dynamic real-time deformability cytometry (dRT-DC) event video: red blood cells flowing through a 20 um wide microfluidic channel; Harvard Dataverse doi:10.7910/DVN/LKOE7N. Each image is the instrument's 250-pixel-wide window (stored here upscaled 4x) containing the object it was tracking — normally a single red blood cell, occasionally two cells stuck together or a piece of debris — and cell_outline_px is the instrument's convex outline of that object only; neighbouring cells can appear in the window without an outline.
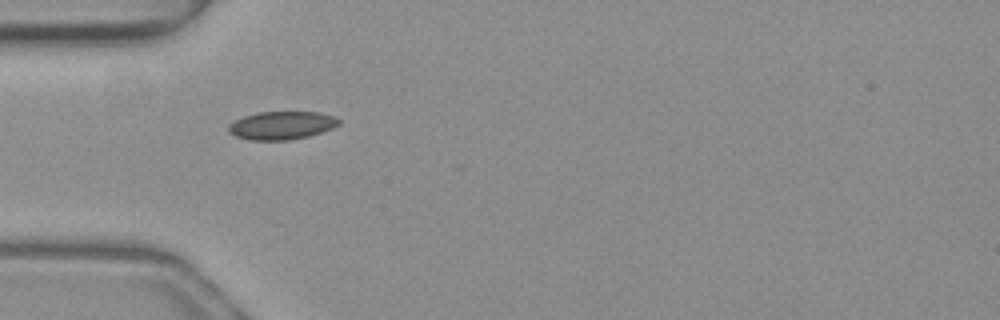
{"species": "common noctule bat (a hibernating species)", "species_latin": "Nyctalus noctula", "temperature_condition": "warm", "stored_images_in_passage": 12, "camera_frame_rate_fps": 3000, "um_per_image_px": 0.085, "animal": {"sex": "female", "body_mass_g": 19.3, "forearm_length_mm": 54.1}, "frame": {"image": 1, "passage_image": 1, "time_ms": 0.0, "image_size_px": [1000, 320], "cell_outline_px": [[340, 124], [332, 128], [308, 136], [288, 140], [248, 140], [236, 136], [228, 132], [228, 124], [244, 116], [256, 112], [320, 112], [332, 116], [340, 120]], "centroid_in_image_um": [23.91, 10.66], "position_along_channel_um": 61.1, "area_um2": 18.03}}
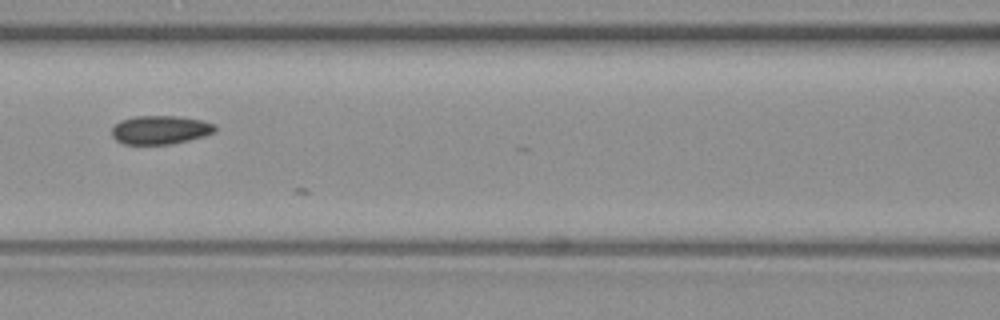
{"frame": {"image": 2, "passage_image": 8, "time_ms": 2.333, "image_size_px": [1000, 320], "cell_outline_px": [[216, 132], [204, 136], [172, 144], [124, 144], [116, 140], [112, 136], [112, 128], [120, 120], [136, 116], [180, 116], [204, 120], [216, 124]], "centroid_in_image_um": [13.66, 11.03], "position_along_channel_um": 152.9, "area_um2": 17.4}}
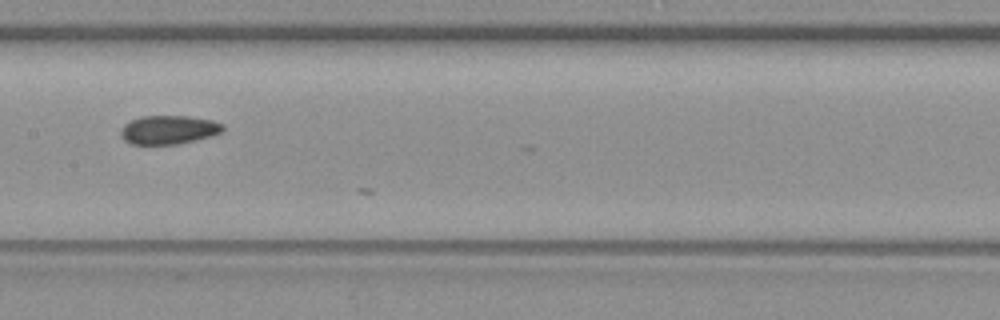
{"frame": {"image": 3, "passage_image": 11, "time_ms": 3.333, "image_size_px": [1000, 320], "cell_outline_px": [[224, 132], [212, 136], [196, 140], [176, 144], [132, 144], [124, 140], [120, 136], [120, 128], [124, 124], [140, 116], [188, 116], [212, 120], [224, 124]], "centroid_in_image_um": [14.35, 11.03], "position_along_channel_um": 193.1, "area_um2": 17.28}}